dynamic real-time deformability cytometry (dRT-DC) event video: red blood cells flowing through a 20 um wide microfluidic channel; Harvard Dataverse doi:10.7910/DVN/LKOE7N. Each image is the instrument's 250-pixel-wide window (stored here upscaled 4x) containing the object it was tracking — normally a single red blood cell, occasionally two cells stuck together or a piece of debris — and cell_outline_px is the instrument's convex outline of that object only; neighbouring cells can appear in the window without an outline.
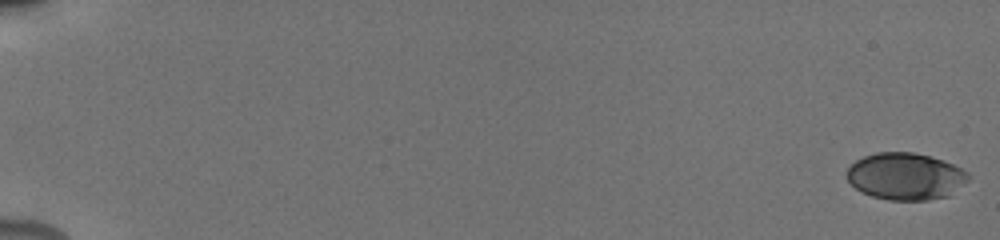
{"species": "human", "species_latin": "Homo sapiens", "temperature_condition": "cold", "stored_images_in_passage": 41, "camera_frame_rate_fps": 3000, "um_per_image_px": 0.085, "donor": {"sex": "male"}, "frame": {"image": 1, "passage_image": 1, "time_ms": 0.0, "image_size_px": [1000, 240], "cell_outline_px": [[972, 176], [968, 180], [948, 196], [928, 200], [888, 200], [872, 196], [860, 192], [848, 180], [848, 168], [856, 160], [864, 156], [876, 152], [912, 152], [944, 160], [968, 172]], "centroid_in_image_um": [76.98, 14.99], "position_along_channel_um": 8.0, "area_um2": 33.18}}
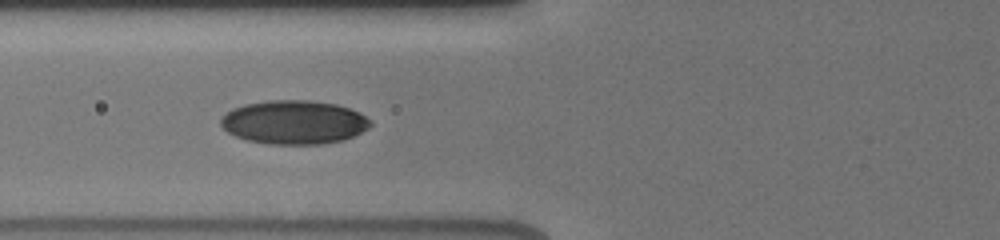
{"frame": {"image": 2, "passage_image": 17, "time_ms": 7.667, "image_size_px": [1000, 240], "cell_outline_px": [[372, 124], [368, 128], [344, 140], [320, 144], [268, 144], [248, 140], [236, 136], [228, 132], [220, 124], [220, 120], [232, 108], [244, 104], [268, 100], [312, 100], [336, 104], [360, 112], [372, 120]], "centroid_in_image_um": [25.01, 10.38], "position_along_channel_um": 100.8, "area_um2": 38.21}}
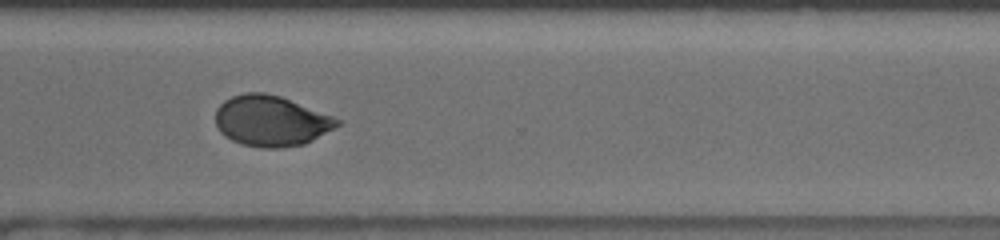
{"frame": {"image": 3, "passage_image": 33, "time_ms": 14.0, "image_size_px": [1000, 240], "cell_outline_px": [[344, 124], [304, 144], [280, 148], [264, 148], [240, 144], [224, 136], [220, 132], [216, 124], [216, 108], [224, 100], [232, 96], [244, 92], [264, 92], [280, 96], [344, 120]], "centroid_in_image_um": [23.07, 10.28], "position_along_channel_um": 347.5, "area_um2": 36.3}, "authors_computed_cell_mechanics": {"area_um2": 35.4314, "velocity_mm_per_s": 3.8966, "shape_relaxation_time_tau1_ms": 6.1183, "shape_relaxation_time_tau2_ms": 2.9416, "deformation_change_tau1": 0.1523, "deformation_change_tau2": 0.0588}}